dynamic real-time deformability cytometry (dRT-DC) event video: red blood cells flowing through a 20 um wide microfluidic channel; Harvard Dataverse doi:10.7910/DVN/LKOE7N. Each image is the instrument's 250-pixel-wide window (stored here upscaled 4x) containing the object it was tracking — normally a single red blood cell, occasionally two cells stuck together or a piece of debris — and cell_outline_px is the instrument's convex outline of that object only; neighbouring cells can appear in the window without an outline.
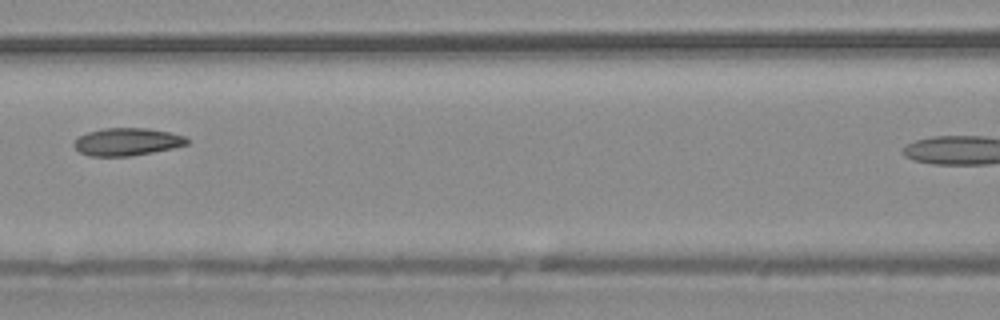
{"species": "common noctule bat (a hibernating species)", "species_latin": "Nyctalus noctula", "temperature_condition": "warm", "stored_images_in_passage": 7, "segment_of_instrument_passage": [1, 2], "camera_frame_rate_fps": 3000, "um_per_image_px": 0.085, "animal": {"sex": "male", "body_mass_g": 20.4}, "frame": {"image": 1, "passage_image": 6, "time_ms": 1.667, "image_size_px": [1000, 320], "cell_outline_px": [[188, 144], [172, 148], [152, 152], [128, 156], [88, 156], [80, 152], [72, 144], [80, 136], [88, 132], [104, 128], [148, 128], [168, 132], [184, 136], [188, 140]], "centroid_in_image_um": [10.78, 12.05], "position_along_channel_um": 155.8, "area_um2": 17.98}}